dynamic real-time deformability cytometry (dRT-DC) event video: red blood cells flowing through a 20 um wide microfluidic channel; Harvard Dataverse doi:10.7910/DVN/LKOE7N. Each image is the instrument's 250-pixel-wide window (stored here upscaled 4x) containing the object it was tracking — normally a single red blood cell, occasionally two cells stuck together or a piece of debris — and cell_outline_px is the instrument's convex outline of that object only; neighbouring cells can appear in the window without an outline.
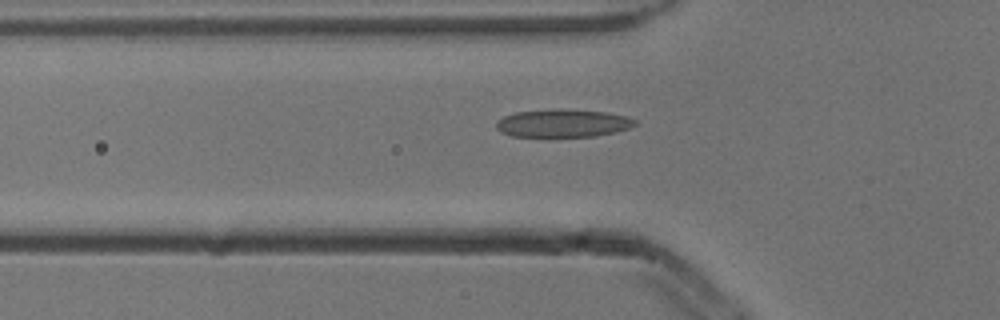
{"species": "common noctule bat (a hibernating species)", "species_latin": "Nyctalus noctula", "temperature_condition": "cold", "stored_images_in_passage": 5, "camera_frame_rate_fps": 3000, "um_per_image_px": 0.085, "animal": {"sex": "male", "body_mass_g": 13.3}, "frame": {"image": 1, "passage_image": 5, "time_ms": 1.333, "image_size_px": [1000, 320], "cell_outline_px": [[636, 124], [628, 128], [616, 132], [596, 136], [512, 136], [500, 132], [496, 128], [496, 120], [504, 116], [516, 112], [608, 112], [628, 116], [636, 120]], "centroid_in_image_um": [47.86, 10.52], "position_along_channel_um": 77.9, "area_um2": 21.39}}